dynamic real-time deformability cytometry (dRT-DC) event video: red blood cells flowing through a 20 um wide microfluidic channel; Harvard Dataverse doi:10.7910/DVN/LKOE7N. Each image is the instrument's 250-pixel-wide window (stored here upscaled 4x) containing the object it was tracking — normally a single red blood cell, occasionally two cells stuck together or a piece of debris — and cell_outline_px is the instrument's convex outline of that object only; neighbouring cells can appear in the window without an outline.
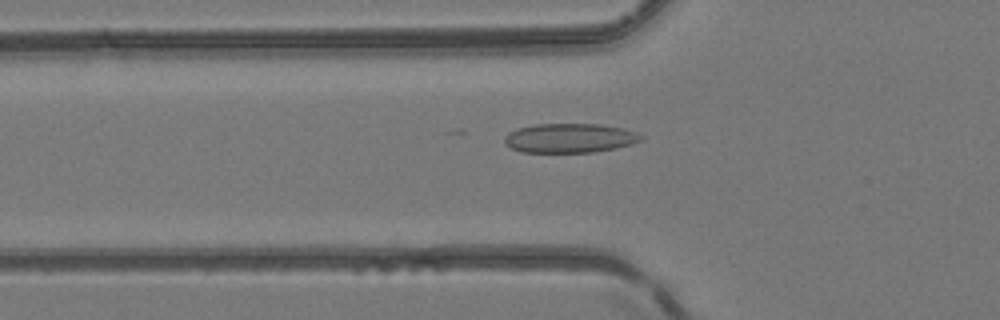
{"species": "common noctule bat (a hibernating species)", "species_latin": "Nyctalus noctula", "temperature_condition": "room temperature", "stored_images_in_passage": 50, "camera_frame_rate_fps": 3000, "um_per_image_px": 0.085, "animal": {"sex": "female", "body_mass_g": 24.6, "forearm_length_mm": 56.2}, "frame": {"image": 1, "passage_image": 18, "time_ms": 5.667, "image_size_px": [1000, 320], "cell_outline_px": [[644, 140], [632, 144], [616, 148], [596, 152], [520, 152], [504, 144], [504, 136], [508, 132], [516, 128], [536, 124], [600, 124], [624, 128], [636, 132], [644, 136]], "centroid_in_image_um": [48.44, 11.73], "position_along_channel_um": 77.4, "area_um2": 23.64}}
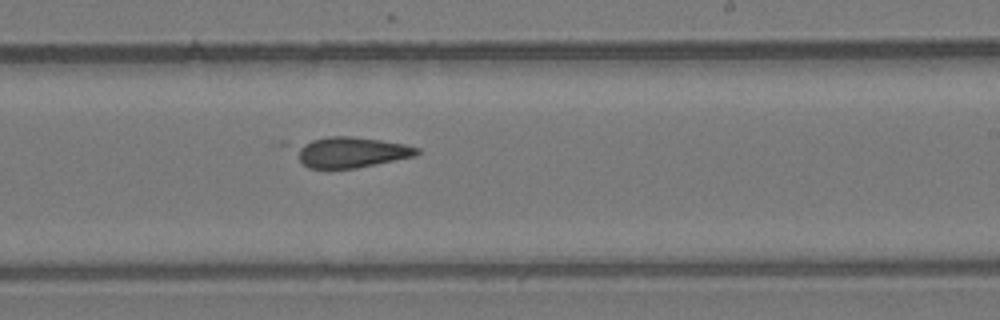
{"frame": {"image": 2, "passage_image": 31, "time_ms": 10.0, "image_size_px": [1000, 320], "cell_outline_px": [[420, 152], [416, 156], [356, 168], [308, 168], [272, 144], [280, 140], [328, 136], [352, 136], [380, 140], [404, 144], [420, 148]], "centroid_in_image_um": [29.26, 12.87], "position_along_channel_um": 259.7, "area_um2": 24.45}}
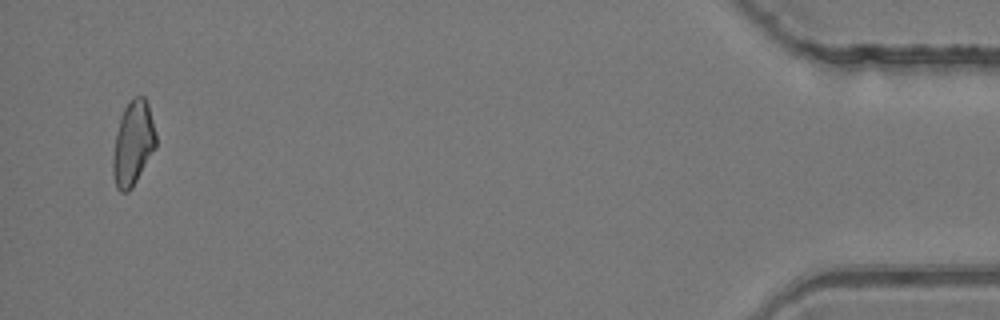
{"frame": {"image": 3, "passage_image": 49, "time_ms": 16.0, "image_size_px": [1000, 320], "cell_outline_px": [[156, 148], [132, 188], [128, 192], [120, 192], [116, 188], [112, 172], [112, 160], [116, 132], [120, 116], [124, 108], [136, 96], [144, 96], [148, 104], [156, 132]], "centroid_in_image_um": [11.3, 12.21], "position_along_channel_um": 423.9, "area_um2": 21.27}, "authors_computed_cell_mechanics": {"area_um2": 23.0622, "velocity_mm_per_s": 4.1952, "shape_relaxation_time_tau1_ms": null, "shape_relaxation_time_tau2_ms": 2.0004, "deformation_change_tau1": null, "deformation_change_tau2": 0.0965}}